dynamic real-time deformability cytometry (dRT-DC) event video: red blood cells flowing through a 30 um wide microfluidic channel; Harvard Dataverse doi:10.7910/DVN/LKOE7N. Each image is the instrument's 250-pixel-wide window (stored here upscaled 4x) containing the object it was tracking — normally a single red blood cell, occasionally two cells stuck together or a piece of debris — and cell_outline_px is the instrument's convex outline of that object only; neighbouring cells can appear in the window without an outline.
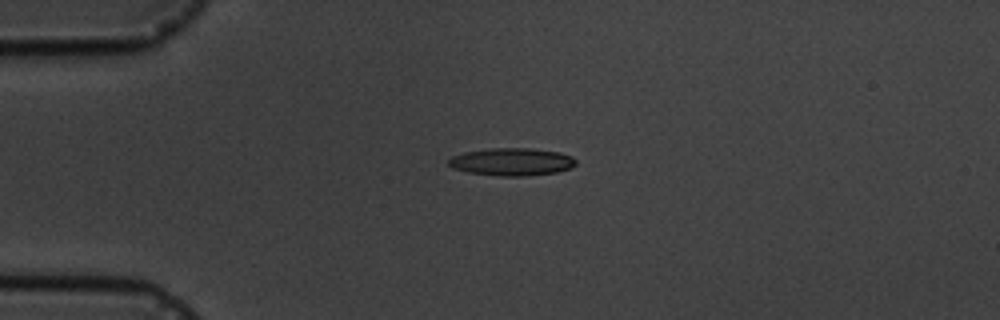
{"species": "common noctule bat (a hibernating species)", "species_latin": "Nyctalus noctula", "temperature_condition": "cold", "stored_images_in_passage": 5, "camera_frame_rate_fps": 3000, "um_per_image_px": 0.085, "animal": {"sex": "male", "body_mass_g": 19.5, "forearm_length_mm": 54.6}, "frame": {"image": 1, "passage_image": 4, "time_ms": 4.333, "image_size_px": [1000, 320], "cell_outline_px": [[576, 164], [572, 168], [556, 172], [528, 176], [500, 176], [468, 172], [452, 168], [448, 164], [448, 160], [452, 156], [464, 152], [488, 148], [528, 148], [560, 152], [572, 156], [576, 160]], "centroid_in_image_um": [43.51, 13.75], "position_along_channel_um": 41.5, "area_um2": 20.63}}